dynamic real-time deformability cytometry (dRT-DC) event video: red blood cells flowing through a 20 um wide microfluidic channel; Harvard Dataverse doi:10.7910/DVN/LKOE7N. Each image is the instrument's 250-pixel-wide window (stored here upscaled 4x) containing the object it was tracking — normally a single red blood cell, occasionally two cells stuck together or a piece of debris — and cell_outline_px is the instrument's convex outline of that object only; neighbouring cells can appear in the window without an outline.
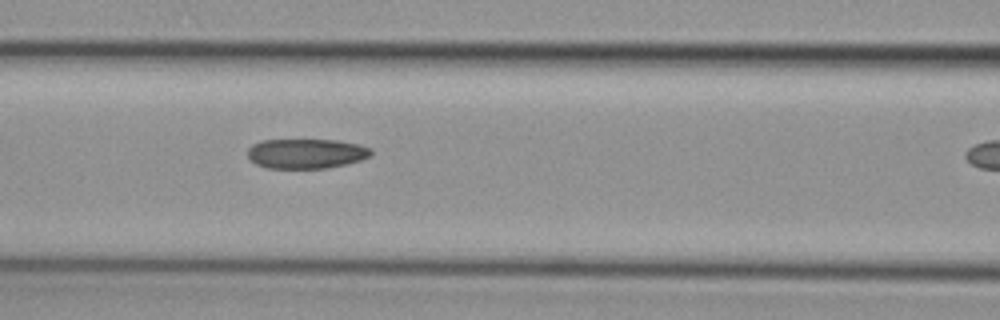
{"species": "common noctule bat (a hibernating species)", "species_latin": "Nyctalus noctula", "temperature_condition": "cold", "stored_images_in_passage": 8, "segment_of_instrument_passage": [1, 2], "camera_frame_rate_fps": 3000, "um_per_image_px": 0.085, "animal": {"sex": "female", "body_mass_g": 29.2, "forearm_length_mm": 56.3}, "frame": {"image": 1, "passage_image": 7, "time_ms": 2.0, "image_size_px": [1000, 320], "cell_outline_px": [[372, 156], [360, 160], [328, 168], [268, 168], [256, 164], [248, 156], [248, 148], [252, 144], [260, 140], [336, 140], [360, 144], [368, 148], [372, 152]], "centroid_in_image_um": [26.02, 13.05], "position_along_channel_um": 140.6, "area_um2": 21.39}}